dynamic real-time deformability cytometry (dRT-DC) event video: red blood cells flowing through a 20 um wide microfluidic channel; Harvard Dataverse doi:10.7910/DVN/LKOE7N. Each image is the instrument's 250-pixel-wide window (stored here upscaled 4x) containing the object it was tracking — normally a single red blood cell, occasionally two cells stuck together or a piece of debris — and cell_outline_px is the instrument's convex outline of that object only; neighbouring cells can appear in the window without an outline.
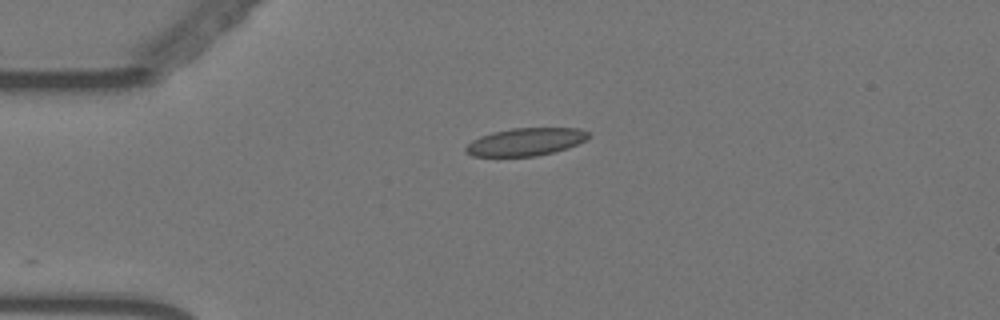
{"species": "Egyptian fruit bat (a non-hibernating species)", "species_latin": "Rousettus aegyptiacus", "temperature_condition": "warm", "stored_images_in_passage": 11, "camera_frame_rate_fps": 3000, "um_per_image_px": 0.085, "animal": {"sex": "female"}, "frame": {"image": 1, "passage_image": 1, "time_ms": 0.0, "image_size_px": [1000, 320], "cell_outline_px": [[588, 136], [584, 140], [568, 148], [536, 156], [472, 156], [464, 152], [464, 148], [472, 140], [480, 136], [492, 132], [512, 128], [580, 128], [588, 132]], "centroid_in_image_um": [44.63, 12.05], "position_along_channel_um": 40.4, "area_um2": 19.71}}
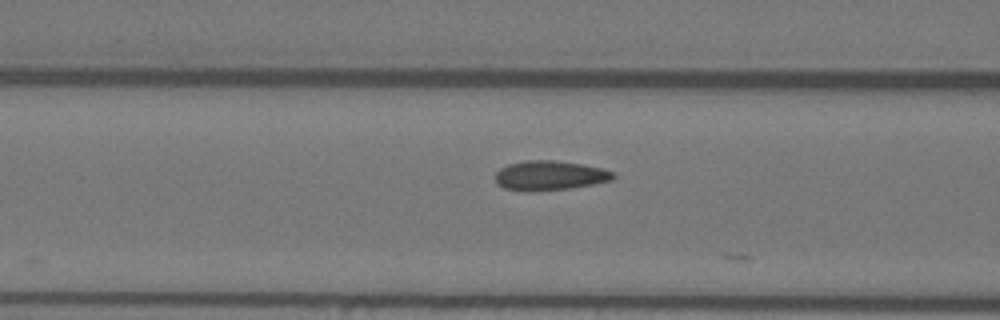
{"frame": {"image": 2, "passage_image": 10, "time_ms": 3.0, "image_size_px": [1000, 320], "cell_outline_px": [[616, 176], [612, 180], [592, 184], [568, 188], [532, 192], [504, 188], [496, 180], [496, 172], [500, 168], [508, 164], [528, 160], [552, 160], [584, 164], [600, 168], [612, 172]], "centroid_in_image_um": [46.72, 14.91], "position_along_channel_um": 119.9, "area_um2": 20.11}}